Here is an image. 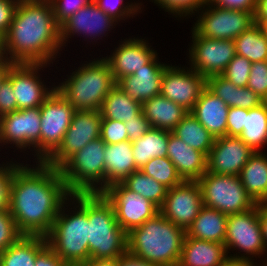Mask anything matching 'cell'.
Instances as JSON below:
<instances>
[{"label":"cell","mask_w":267,"mask_h":266,"mask_svg":"<svg viewBox=\"0 0 267 266\" xmlns=\"http://www.w3.org/2000/svg\"><path fill=\"white\" fill-rule=\"evenodd\" d=\"M70 195L59 169L23 163L13 175L9 211L23 235L46 236Z\"/></svg>","instance_id":"1"},{"label":"cell","mask_w":267,"mask_h":266,"mask_svg":"<svg viewBox=\"0 0 267 266\" xmlns=\"http://www.w3.org/2000/svg\"><path fill=\"white\" fill-rule=\"evenodd\" d=\"M62 48L50 0H19L8 32L0 41L1 54L10 63L53 65Z\"/></svg>","instance_id":"2"},{"label":"cell","mask_w":267,"mask_h":266,"mask_svg":"<svg viewBox=\"0 0 267 266\" xmlns=\"http://www.w3.org/2000/svg\"><path fill=\"white\" fill-rule=\"evenodd\" d=\"M88 238V193H73L46 235L47 244L69 266H79L89 259Z\"/></svg>","instance_id":"3"},{"label":"cell","mask_w":267,"mask_h":266,"mask_svg":"<svg viewBox=\"0 0 267 266\" xmlns=\"http://www.w3.org/2000/svg\"><path fill=\"white\" fill-rule=\"evenodd\" d=\"M185 235L159 212L127 233V251L159 266H177Z\"/></svg>","instance_id":"4"},{"label":"cell","mask_w":267,"mask_h":266,"mask_svg":"<svg viewBox=\"0 0 267 266\" xmlns=\"http://www.w3.org/2000/svg\"><path fill=\"white\" fill-rule=\"evenodd\" d=\"M84 62L55 86L76 111L100 110L116 82L103 55Z\"/></svg>","instance_id":"5"},{"label":"cell","mask_w":267,"mask_h":266,"mask_svg":"<svg viewBox=\"0 0 267 266\" xmlns=\"http://www.w3.org/2000/svg\"><path fill=\"white\" fill-rule=\"evenodd\" d=\"M89 259H113L127 251V233L102 193H88Z\"/></svg>","instance_id":"6"},{"label":"cell","mask_w":267,"mask_h":266,"mask_svg":"<svg viewBox=\"0 0 267 266\" xmlns=\"http://www.w3.org/2000/svg\"><path fill=\"white\" fill-rule=\"evenodd\" d=\"M105 146L101 138L95 139L59 168L71 194L101 193L105 189Z\"/></svg>","instance_id":"7"},{"label":"cell","mask_w":267,"mask_h":266,"mask_svg":"<svg viewBox=\"0 0 267 266\" xmlns=\"http://www.w3.org/2000/svg\"><path fill=\"white\" fill-rule=\"evenodd\" d=\"M224 246L229 257L253 261L262 258L263 266H267V248L259 223V204L247 211L228 215ZM231 250L232 253L236 250V254H231Z\"/></svg>","instance_id":"8"},{"label":"cell","mask_w":267,"mask_h":266,"mask_svg":"<svg viewBox=\"0 0 267 266\" xmlns=\"http://www.w3.org/2000/svg\"><path fill=\"white\" fill-rule=\"evenodd\" d=\"M197 181L202 190L203 205L226 215L244 212L256 205L239 176L206 172Z\"/></svg>","instance_id":"9"},{"label":"cell","mask_w":267,"mask_h":266,"mask_svg":"<svg viewBox=\"0 0 267 266\" xmlns=\"http://www.w3.org/2000/svg\"><path fill=\"white\" fill-rule=\"evenodd\" d=\"M40 128V107L15 110L3 115L0 117V148L10 144L23 153L30 149L36 157L34 162H41Z\"/></svg>","instance_id":"10"},{"label":"cell","mask_w":267,"mask_h":266,"mask_svg":"<svg viewBox=\"0 0 267 266\" xmlns=\"http://www.w3.org/2000/svg\"><path fill=\"white\" fill-rule=\"evenodd\" d=\"M75 111L56 88L40 106L41 162H45L61 145Z\"/></svg>","instance_id":"11"},{"label":"cell","mask_w":267,"mask_h":266,"mask_svg":"<svg viewBox=\"0 0 267 266\" xmlns=\"http://www.w3.org/2000/svg\"><path fill=\"white\" fill-rule=\"evenodd\" d=\"M193 28L203 37L234 40L254 25L252 12L225 9L209 3L196 15Z\"/></svg>","instance_id":"12"},{"label":"cell","mask_w":267,"mask_h":266,"mask_svg":"<svg viewBox=\"0 0 267 266\" xmlns=\"http://www.w3.org/2000/svg\"><path fill=\"white\" fill-rule=\"evenodd\" d=\"M192 43L188 49L189 67L205 78L221 75L236 56L234 40L211 39L191 30Z\"/></svg>","instance_id":"13"},{"label":"cell","mask_w":267,"mask_h":266,"mask_svg":"<svg viewBox=\"0 0 267 266\" xmlns=\"http://www.w3.org/2000/svg\"><path fill=\"white\" fill-rule=\"evenodd\" d=\"M51 64L45 63H10L7 78L12 82L16 96L17 110L40 107L56 86L46 85L41 70Z\"/></svg>","instance_id":"14"},{"label":"cell","mask_w":267,"mask_h":266,"mask_svg":"<svg viewBox=\"0 0 267 266\" xmlns=\"http://www.w3.org/2000/svg\"><path fill=\"white\" fill-rule=\"evenodd\" d=\"M101 120L100 110L75 111L61 145L45 163L59 169L72 155L100 138Z\"/></svg>","instance_id":"15"},{"label":"cell","mask_w":267,"mask_h":266,"mask_svg":"<svg viewBox=\"0 0 267 266\" xmlns=\"http://www.w3.org/2000/svg\"><path fill=\"white\" fill-rule=\"evenodd\" d=\"M101 193L112 204L116 220L126 233L160 212L156 205L127 189L121 182L111 184Z\"/></svg>","instance_id":"16"},{"label":"cell","mask_w":267,"mask_h":266,"mask_svg":"<svg viewBox=\"0 0 267 266\" xmlns=\"http://www.w3.org/2000/svg\"><path fill=\"white\" fill-rule=\"evenodd\" d=\"M118 24L117 21L103 12L98 5L92 1L60 26V41L62 47L64 48L67 46L66 44L69 38H74L75 35H78V37L80 36V38L83 35L84 41L90 39L91 41L88 42H90L89 44L91 45V42H97L102 39L103 36L108 37L107 34L112 32L111 30L116 28Z\"/></svg>","instance_id":"17"},{"label":"cell","mask_w":267,"mask_h":266,"mask_svg":"<svg viewBox=\"0 0 267 266\" xmlns=\"http://www.w3.org/2000/svg\"><path fill=\"white\" fill-rule=\"evenodd\" d=\"M206 88V78L191 67L170 64L161 79V95L182 106L188 112Z\"/></svg>","instance_id":"18"},{"label":"cell","mask_w":267,"mask_h":266,"mask_svg":"<svg viewBox=\"0 0 267 266\" xmlns=\"http://www.w3.org/2000/svg\"><path fill=\"white\" fill-rule=\"evenodd\" d=\"M202 206V190L199 182L183 181L167 190L160 213L186 231L198 216Z\"/></svg>","instance_id":"19"},{"label":"cell","mask_w":267,"mask_h":266,"mask_svg":"<svg viewBox=\"0 0 267 266\" xmlns=\"http://www.w3.org/2000/svg\"><path fill=\"white\" fill-rule=\"evenodd\" d=\"M122 40L109 56L103 57L109 64L115 82L133 75L159 54L145 38L131 36Z\"/></svg>","instance_id":"20"},{"label":"cell","mask_w":267,"mask_h":266,"mask_svg":"<svg viewBox=\"0 0 267 266\" xmlns=\"http://www.w3.org/2000/svg\"><path fill=\"white\" fill-rule=\"evenodd\" d=\"M255 151L239 137L215 138L207 156V172L218 175L239 176Z\"/></svg>","instance_id":"21"},{"label":"cell","mask_w":267,"mask_h":266,"mask_svg":"<svg viewBox=\"0 0 267 266\" xmlns=\"http://www.w3.org/2000/svg\"><path fill=\"white\" fill-rule=\"evenodd\" d=\"M169 65L160 62L157 54L144 68L121 78L116 84L125 94L142 104L161 94V79Z\"/></svg>","instance_id":"22"},{"label":"cell","mask_w":267,"mask_h":266,"mask_svg":"<svg viewBox=\"0 0 267 266\" xmlns=\"http://www.w3.org/2000/svg\"><path fill=\"white\" fill-rule=\"evenodd\" d=\"M167 157L184 181H197L207 172V155L199 152L169 132Z\"/></svg>","instance_id":"23"},{"label":"cell","mask_w":267,"mask_h":266,"mask_svg":"<svg viewBox=\"0 0 267 266\" xmlns=\"http://www.w3.org/2000/svg\"><path fill=\"white\" fill-rule=\"evenodd\" d=\"M228 111L226 103L205 88L190 112L214 138H218L227 136Z\"/></svg>","instance_id":"24"},{"label":"cell","mask_w":267,"mask_h":266,"mask_svg":"<svg viewBox=\"0 0 267 266\" xmlns=\"http://www.w3.org/2000/svg\"><path fill=\"white\" fill-rule=\"evenodd\" d=\"M227 257L224 244L185 235L177 266H220Z\"/></svg>","instance_id":"25"},{"label":"cell","mask_w":267,"mask_h":266,"mask_svg":"<svg viewBox=\"0 0 267 266\" xmlns=\"http://www.w3.org/2000/svg\"><path fill=\"white\" fill-rule=\"evenodd\" d=\"M132 142L122 141L105 146V189L111 184L122 182L139 170L133 158Z\"/></svg>","instance_id":"26"},{"label":"cell","mask_w":267,"mask_h":266,"mask_svg":"<svg viewBox=\"0 0 267 266\" xmlns=\"http://www.w3.org/2000/svg\"><path fill=\"white\" fill-rule=\"evenodd\" d=\"M142 112L151 128L172 132L188 113L182 106L160 95L142 103Z\"/></svg>","instance_id":"27"},{"label":"cell","mask_w":267,"mask_h":266,"mask_svg":"<svg viewBox=\"0 0 267 266\" xmlns=\"http://www.w3.org/2000/svg\"><path fill=\"white\" fill-rule=\"evenodd\" d=\"M228 215L202 206L198 216L185 231L187 237L224 244Z\"/></svg>","instance_id":"28"},{"label":"cell","mask_w":267,"mask_h":266,"mask_svg":"<svg viewBox=\"0 0 267 266\" xmlns=\"http://www.w3.org/2000/svg\"><path fill=\"white\" fill-rule=\"evenodd\" d=\"M242 185L256 204L267 203V153L255 152L239 175Z\"/></svg>","instance_id":"29"},{"label":"cell","mask_w":267,"mask_h":266,"mask_svg":"<svg viewBox=\"0 0 267 266\" xmlns=\"http://www.w3.org/2000/svg\"><path fill=\"white\" fill-rule=\"evenodd\" d=\"M47 245L46 236L22 235L1 253L0 266H34L37 255Z\"/></svg>","instance_id":"30"},{"label":"cell","mask_w":267,"mask_h":266,"mask_svg":"<svg viewBox=\"0 0 267 266\" xmlns=\"http://www.w3.org/2000/svg\"><path fill=\"white\" fill-rule=\"evenodd\" d=\"M168 139L169 131L151 128L132 142L136 167L140 170L152 158L167 156Z\"/></svg>","instance_id":"31"},{"label":"cell","mask_w":267,"mask_h":266,"mask_svg":"<svg viewBox=\"0 0 267 266\" xmlns=\"http://www.w3.org/2000/svg\"><path fill=\"white\" fill-rule=\"evenodd\" d=\"M142 111V104L125 94L116 84L108 93L100 112L102 119L127 122Z\"/></svg>","instance_id":"32"},{"label":"cell","mask_w":267,"mask_h":266,"mask_svg":"<svg viewBox=\"0 0 267 266\" xmlns=\"http://www.w3.org/2000/svg\"><path fill=\"white\" fill-rule=\"evenodd\" d=\"M172 133L191 148L205 153L207 156L215 140L191 112L184 116Z\"/></svg>","instance_id":"33"},{"label":"cell","mask_w":267,"mask_h":266,"mask_svg":"<svg viewBox=\"0 0 267 266\" xmlns=\"http://www.w3.org/2000/svg\"><path fill=\"white\" fill-rule=\"evenodd\" d=\"M239 138L255 152L263 151L267 146V101L249 109L245 115V127Z\"/></svg>","instance_id":"34"},{"label":"cell","mask_w":267,"mask_h":266,"mask_svg":"<svg viewBox=\"0 0 267 266\" xmlns=\"http://www.w3.org/2000/svg\"><path fill=\"white\" fill-rule=\"evenodd\" d=\"M236 54L251 63L267 61V33L262 25L254 24L234 39Z\"/></svg>","instance_id":"35"},{"label":"cell","mask_w":267,"mask_h":266,"mask_svg":"<svg viewBox=\"0 0 267 266\" xmlns=\"http://www.w3.org/2000/svg\"><path fill=\"white\" fill-rule=\"evenodd\" d=\"M127 189L148 199L159 209L162 207L167 188L152 177L144 174L141 170H137L125 178L121 182Z\"/></svg>","instance_id":"36"},{"label":"cell","mask_w":267,"mask_h":266,"mask_svg":"<svg viewBox=\"0 0 267 266\" xmlns=\"http://www.w3.org/2000/svg\"><path fill=\"white\" fill-rule=\"evenodd\" d=\"M140 170L167 189H171L184 181L167 156L152 158Z\"/></svg>","instance_id":"37"},{"label":"cell","mask_w":267,"mask_h":266,"mask_svg":"<svg viewBox=\"0 0 267 266\" xmlns=\"http://www.w3.org/2000/svg\"><path fill=\"white\" fill-rule=\"evenodd\" d=\"M157 4L158 8L172 14L176 19L184 20L197 15L207 4L208 0H149ZM175 15V16H174Z\"/></svg>","instance_id":"38"},{"label":"cell","mask_w":267,"mask_h":266,"mask_svg":"<svg viewBox=\"0 0 267 266\" xmlns=\"http://www.w3.org/2000/svg\"><path fill=\"white\" fill-rule=\"evenodd\" d=\"M98 7L111 16L115 21L121 23L126 19L135 17L138 13L143 11L144 5L142 2H125L123 0H93ZM125 2V3H123ZM143 5V7H142ZM142 9V10H141ZM123 20V21H122ZM121 21V22H120Z\"/></svg>","instance_id":"39"},{"label":"cell","mask_w":267,"mask_h":266,"mask_svg":"<svg viewBox=\"0 0 267 266\" xmlns=\"http://www.w3.org/2000/svg\"><path fill=\"white\" fill-rule=\"evenodd\" d=\"M206 88L223 100L228 107H238L239 87L222 75L206 78Z\"/></svg>","instance_id":"40"},{"label":"cell","mask_w":267,"mask_h":266,"mask_svg":"<svg viewBox=\"0 0 267 266\" xmlns=\"http://www.w3.org/2000/svg\"><path fill=\"white\" fill-rule=\"evenodd\" d=\"M251 64L247 58L236 54L221 75L237 87H247Z\"/></svg>","instance_id":"41"},{"label":"cell","mask_w":267,"mask_h":266,"mask_svg":"<svg viewBox=\"0 0 267 266\" xmlns=\"http://www.w3.org/2000/svg\"><path fill=\"white\" fill-rule=\"evenodd\" d=\"M9 161L0 163V210H9L10 207V188L14 172L23 164L21 161ZM16 162V163H15Z\"/></svg>","instance_id":"42"},{"label":"cell","mask_w":267,"mask_h":266,"mask_svg":"<svg viewBox=\"0 0 267 266\" xmlns=\"http://www.w3.org/2000/svg\"><path fill=\"white\" fill-rule=\"evenodd\" d=\"M23 234L18 230L9 210H0V252H4Z\"/></svg>","instance_id":"43"},{"label":"cell","mask_w":267,"mask_h":266,"mask_svg":"<svg viewBox=\"0 0 267 266\" xmlns=\"http://www.w3.org/2000/svg\"><path fill=\"white\" fill-rule=\"evenodd\" d=\"M247 87L262 100L267 101V61L251 64Z\"/></svg>","instance_id":"44"},{"label":"cell","mask_w":267,"mask_h":266,"mask_svg":"<svg viewBox=\"0 0 267 266\" xmlns=\"http://www.w3.org/2000/svg\"><path fill=\"white\" fill-rule=\"evenodd\" d=\"M100 138L106 144H117L122 141H129L124 122L114 119L101 120Z\"/></svg>","instance_id":"45"},{"label":"cell","mask_w":267,"mask_h":266,"mask_svg":"<svg viewBox=\"0 0 267 266\" xmlns=\"http://www.w3.org/2000/svg\"><path fill=\"white\" fill-rule=\"evenodd\" d=\"M93 0H50L56 24L60 27L72 15Z\"/></svg>","instance_id":"46"},{"label":"cell","mask_w":267,"mask_h":266,"mask_svg":"<svg viewBox=\"0 0 267 266\" xmlns=\"http://www.w3.org/2000/svg\"><path fill=\"white\" fill-rule=\"evenodd\" d=\"M249 109L240 107H229L227 117V136L240 137L245 127V115Z\"/></svg>","instance_id":"47"},{"label":"cell","mask_w":267,"mask_h":266,"mask_svg":"<svg viewBox=\"0 0 267 266\" xmlns=\"http://www.w3.org/2000/svg\"><path fill=\"white\" fill-rule=\"evenodd\" d=\"M12 82L6 77L0 85V117L17 110L16 96Z\"/></svg>","instance_id":"48"},{"label":"cell","mask_w":267,"mask_h":266,"mask_svg":"<svg viewBox=\"0 0 267 266\" xmlns=\"http://www.w3.org/2000/svg\"><path fill=\"white\" fill-rule=\"evenodd\" d=\"M128 134V139L130 142H134L141 138L151 126L141 111L134 119H130L127 122H124Z\"/></svg>","instance_id":"49"},{"label":"cell","mask_w":267,"mask_h":266,"mask_svg":"<svg viewBox=\"0 0 267 266\" xmlns=\"http://www.w3.org/2000/svg\"><path fill=\"white\" fill-rule=\"evenodd\" d=\"M19 0H0V41L7 34Z\"/></svg>","instance_id":"50"},{"label":"cell","mask_w":267,"mask_h":266,"mask_svg":"<svg viewBox=\"0 0 267 266\" xmlns=\"http://www.w3.org/2000/svg\"><path fill=\"white\" fill-rule=\"evenodd\" d=\"M257 0H208L213 6L225 9L252 12L254 14Z\"/></svg>","instance_id":"51"},{"label":"cell","mask_w":267,"mask_h":266,"mask_svg":"<svg viewBox=\"0 0 267 266\" xmlns=\"http://www.w3.org/2000/svg\"><path fill=\"white\" fill-rule=\"evenodd\" d=\"M34 266H69L48 245L37 255Z\"/></svg>","instance_id":"52"},{"label":"cell","mask_w":267,"mask_h":266,"mask_svg":"<svg viewBox=\"0 0 267 266\" xmlns=\"http://www.w3.org/2000/svg\"><path fill=\"white\" fill-rule=\"evenodd\" d=\"M264 102L256 93L248 87H239L238 107L251 109Z\"/></svg>","instance_id":"53"},{"label":"cell","mask_w":267,"mask_h":266,"mask_svg":"<svg viewBox=\"0 0 267 266\" xmlns=\"http://www.w3.org/2000/svg\"><path fill=\"white\" fill-rule=\"evenodd\" d=\"M118 266H159L126 251L118 257Z\"/></svg>","instance_id":"54"},{"label":"cell","mask_w":267,"mask_h":266,"mask_svg":"<svg viewBox=\"0 0 267 266\" xmlns=\"http://www.w3.org/2000/svg\"><path fill=\"white\" fill-rule=\"evenodd\" d=\"M254 24L263 25L267 21V0H257L254 11Z\"/></svg>","instance_id":"55"},{"label":"cell","mask_w":267,"mask_h":266,"mask_svg":"<svg viewBox=\"0 0 267 266\" xmlns=\"http://www.w3.org/2000/svg\"><path fill=\"white\" fill-rule=\"evenodd\" d=\"M259 223H260L263 243L267 248V203L259 204Z\"/></svg>","instance_id":"56"},{"label":"cell","mask_w":267,"mask_h":266,"mask_svg":"<svg viewBox=\"0 0 267 266\" xmlns=\"http://www.w3.org/2000/svg\"><path fill=\"white\" fill-rule=\"evenodd\" d=\"M220 266H263L262 264H259L256 261L250 260V259H241V258H232L227 257Z\"/></svg>","instance_id":"57"},{"label":"cell","mask_w":267,"mask_h":266,"mask_svg":"<svg viewBox=\"0 0 267 266\" xmlns=\"http://www.w3.org/2000/svg\"><path fill=\"white\" fill-rule=\"evenodd\" d=\"M79 266H118V258L113 259H88Z\"/></svg>","instance_id":"58"},{"label":"cell","mask_w":267,"mask_h":266,"mask_svg":"<svg viewBox=\"0 0 267 266\" xmlns=\"http://www.w3.org/2000/svg\"><path fill=\"white\" fill-rule=\"evenodd\" d=\"M10 62L0 53V85L2 81L7 77V71Z\"/></svg>","instance_id":"59"},{"label":"cell","mask_w":267,"mask_h":266,"mask_svg":"<svg viewBox=\"0 0 267 266\" xmlns=\"http://www.w3.org/2000/svg\"><path fill=\"white\" fill-rule=\"evenodd\" d=\"M262 27L265 30V32L267 33V21L262 25Z\"/></svg>","instance_id":"60"}]
</instances>
